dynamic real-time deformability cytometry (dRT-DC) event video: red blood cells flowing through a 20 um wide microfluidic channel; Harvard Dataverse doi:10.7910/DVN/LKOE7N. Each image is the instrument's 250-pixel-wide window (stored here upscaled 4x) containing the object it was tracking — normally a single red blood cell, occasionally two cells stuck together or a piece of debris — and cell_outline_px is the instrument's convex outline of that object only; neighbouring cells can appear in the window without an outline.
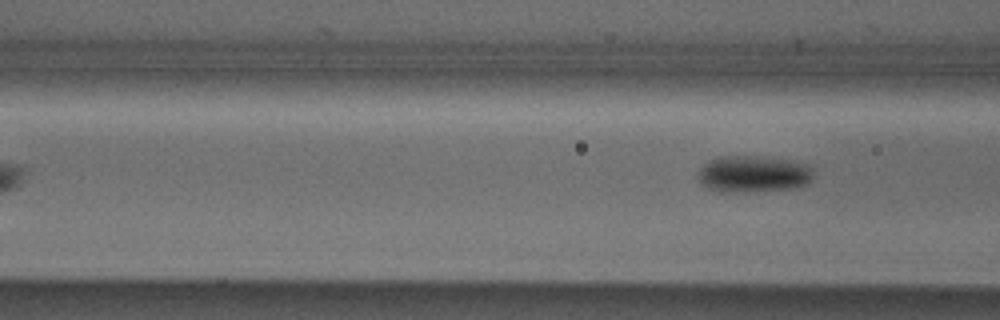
{"species": "Egyptian fruit bat (a non-hibernating species)", "species_latin": "Rousettus aegyptiacus", "temperature_condition": "cold", "stored_images_in_passage": 7, "camera_frame_rate_fps": 3000, "um_per_image_px": 0.085, "animal": {"sex": "male"}, "frame": {"image": 1, "passage_image": 7, "time_ms": 7.333, "image_size_px": [1000, 320], "cell_outline_px": [[812, 180], [808, 184], [796, 188], [740, 192], [716, 192], [708, 188], [700, 180], [700, 168], [708, 160], [716, 156], [748, 156], [784, 160], [804, 164], [812, 168]], "centroid_in_image_um": [64.01, 14.8], "position_along_channel_um": 102.6, "area_um2": 24.39}}